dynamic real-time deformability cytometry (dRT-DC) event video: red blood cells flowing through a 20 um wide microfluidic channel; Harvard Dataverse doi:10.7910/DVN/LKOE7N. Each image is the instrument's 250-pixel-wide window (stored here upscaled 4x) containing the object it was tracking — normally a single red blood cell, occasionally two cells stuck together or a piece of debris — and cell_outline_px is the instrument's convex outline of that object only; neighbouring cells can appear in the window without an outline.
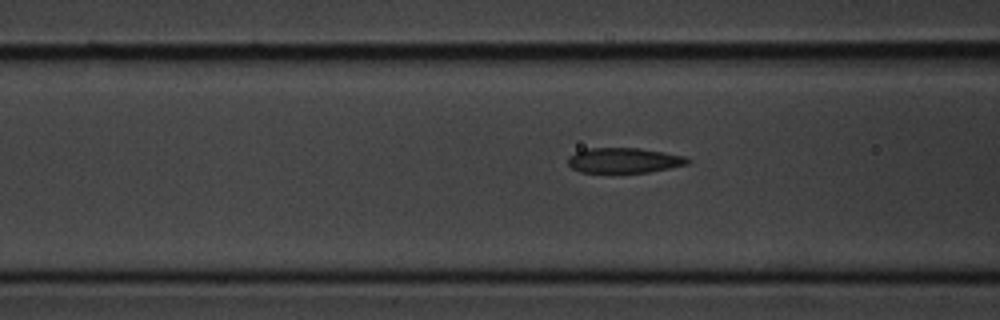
{"species": "common noctule bat (a hibernating species)", "species_latin": "Nyctalus noctula", "temperature_condition": "cold", "stored_images_in_passage": 13, "camera_frame_rate_fps": 3000, "um_per_image_px": 0.085, "animal": {"sex": "male", "body_mass_g": 20.1, "forearm_length_mm": 53.5}, "frame": {"image": 1, "passage_image": 10, "time_ms": 3.0, "image_size_px": [1000, 320], "cell_outline_px": [[692, 160], [688, 164], [648, 172], [612, 176], [580, 172], [572, 168], [568, 164], [568, 156], [584, 148], [636, 148], [664, 152], [684, 156]], "centroid_in_image_um": [52.97, 13.68], "position_along_channel_um": 113.6, "area_um2": 18.44}}